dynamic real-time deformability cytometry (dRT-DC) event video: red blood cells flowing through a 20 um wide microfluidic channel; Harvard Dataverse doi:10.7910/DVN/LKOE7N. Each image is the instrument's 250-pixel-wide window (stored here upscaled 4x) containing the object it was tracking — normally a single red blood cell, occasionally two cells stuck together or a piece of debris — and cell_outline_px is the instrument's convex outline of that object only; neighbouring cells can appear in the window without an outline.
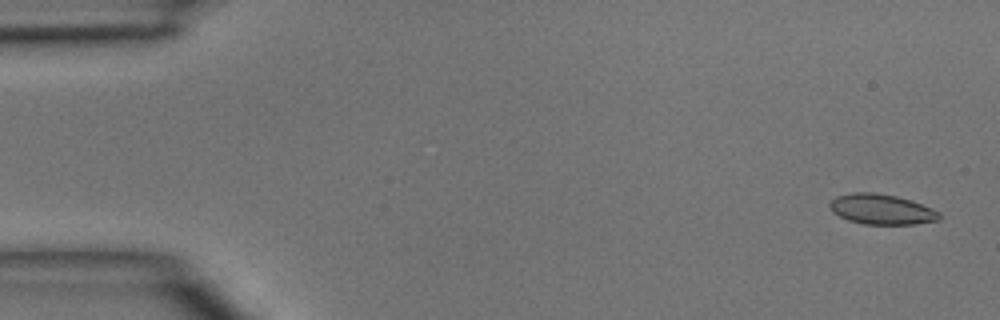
{"species": "common noctule bat (a hibernating species)", "species_latin": "Nyctalus noctula", "temperature_condition": "room temperature", "stored_images_in_passage": 13, "camera_frame_rate_fps": 3000, "um_per_image_px": 0.085, "animal": {"sex": "male", "body_mass_g": 15.6}, "frame": {"image": 1, "passage_image": 2, "time_ms": 0.333, "image_size_px": [1000, 320], "cell_outline_px": [[940, 220], [916, 224], [864, 224], [848, 220], [832, 212], [828, 204], [836, 196], [852, 192], [876, 192], [896, 196], [912, 200], [932, 208], [940, 212]], "centroid_in_image_um": [74.94, 17.78], "position_along_channel_um": 10.1, "area_um2": 19.48}}
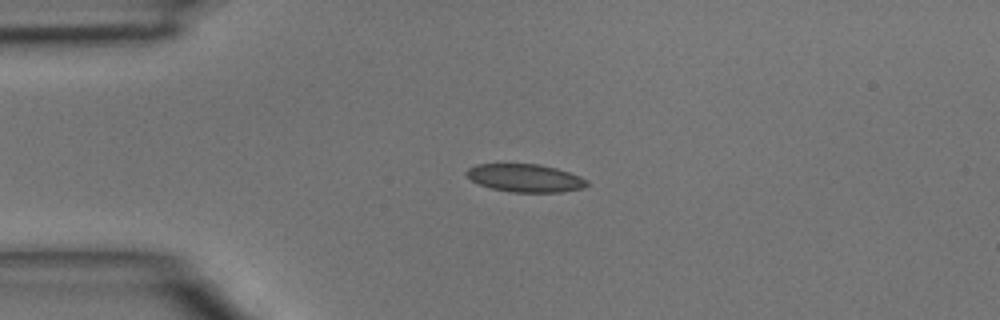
{"frame": {"image": 2, "passage_image": 11, "time_ms": 3.333, "image_size_px": [1000, 320], "cell_outline_px": [[588, 184], [584, 188], [560, 192], [512, 192], [492, 188], [480, 184], [472, 180], [464, 172], [468, 168], [476, 164], [540, 164], [556, 168], [580, 176], [588, 180]], "centroid_in_image_um": [44.65, 15.13], "position_along_channel_um": 40.3, "area_um2": 19.54}}